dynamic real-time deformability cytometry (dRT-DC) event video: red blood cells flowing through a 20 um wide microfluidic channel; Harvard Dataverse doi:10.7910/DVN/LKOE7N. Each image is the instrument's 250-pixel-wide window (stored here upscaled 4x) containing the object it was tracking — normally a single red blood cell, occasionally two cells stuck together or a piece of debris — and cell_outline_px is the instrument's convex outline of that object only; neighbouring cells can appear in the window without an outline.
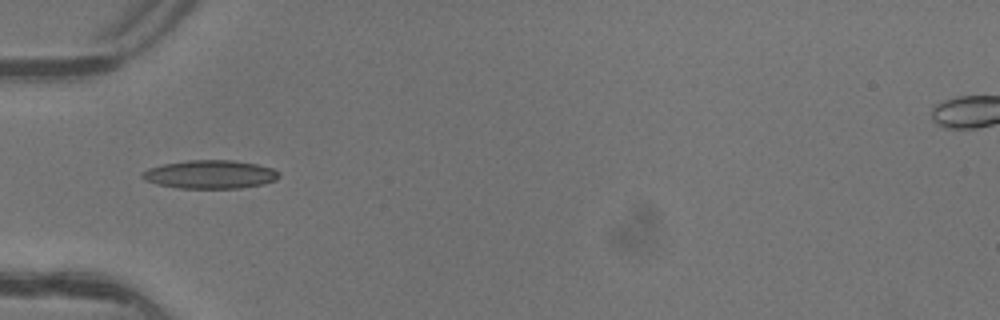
{"species": "common noctule bat (a hibernating species)", "species_latin": "Nyctalus noctula", "temperature_condition": "warm", "stored_images_in_passage": 1, "camera_frame_rate_fps": 3000, "um_per_image_px": 0.085, "animal": {"sex": "female"}, "frame": {"image": 1, "passage_image": 1, "time_ms": 0.0, "image_size_px": [1000, 320], "cell_outline_px": [[280, 176], [276, 180], [264, 184], [240, 188], [180, 188], [160, 184], [144, 180], [140, 176], [148, 168], [164, 164], [188, 160], [232, 160], [256, 164], [272, 168], [280, 172]], "centroid_in_image_um": [17.9, 14.82], "position_along_channel_um": 67.1, "area_um2": 22.54}}